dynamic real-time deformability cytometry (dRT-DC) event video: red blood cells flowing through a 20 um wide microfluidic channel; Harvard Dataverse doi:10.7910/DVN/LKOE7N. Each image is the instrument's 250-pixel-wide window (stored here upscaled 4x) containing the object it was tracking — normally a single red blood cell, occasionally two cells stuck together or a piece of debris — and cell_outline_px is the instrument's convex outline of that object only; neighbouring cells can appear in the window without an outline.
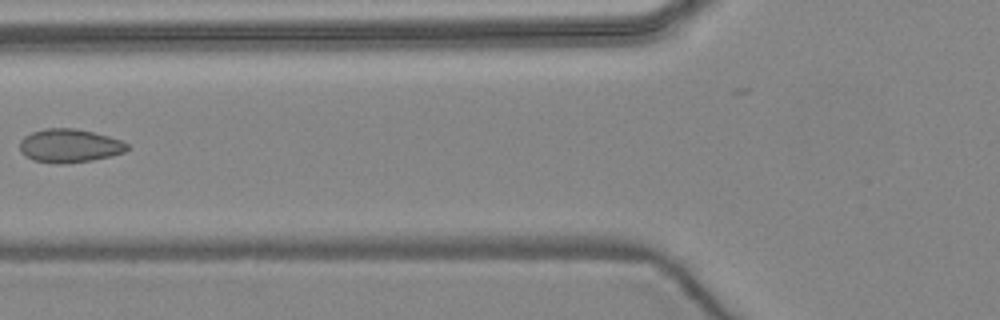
{"species": "common noctule bat (a hibernating species)", "species_latin": "Nyctalus noctula", "temperature_condition": "warm", "stored_images_in_passage": 6, "camera_frame_rate_fps": 3000, "um_per_image_px": 0.085, "animal": {"sex": "female", "body_mass_g": 24.6, "forearm_length_mm": 56.2}, "frame": {"image": 1, "passage_image": 5, "time_ms": 5.667, "image_size_px": [1000, 320], "cell_outline_px": [[128, 148], [124, 152], [112, 156], [92, 160], [64, 164], [56, 164], [32, 160], [24, 156], [20, 152], [20, 140], [24, 136], [32, 132], [44, 128], [76, 128], [108, 136], [120, 140], [128, 144]], "centroid_in_image_um": [5.87, 12.39], "position_along_channel_um": 119.9, "area_um2": 21.15}}
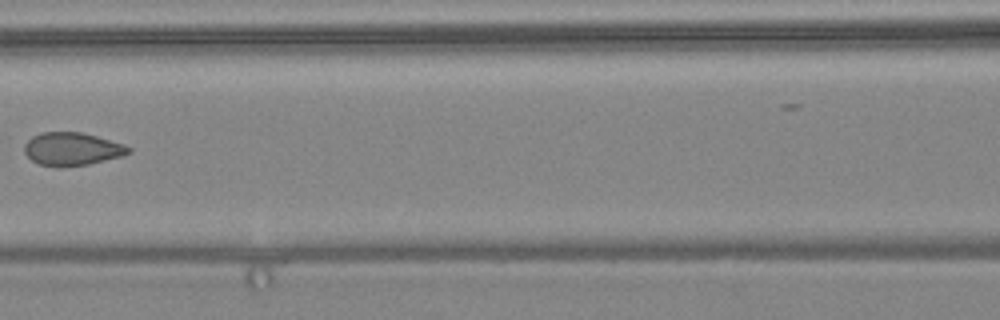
{"frame": {"image": 2, "passage_image": 6, "time_ms": 6.667, "image_size_px": [1000, 320], "cell_outline_px": [[132, 152], [124, 156], [88, 164], [60, 168], [56, 168], [40, 164], [32, 160], [24, 152], [24, 140], [40, 132], [80, 132], [96, 136], [124, 144], [132, 148]], "centroid_in_image_um": [6.11, 12.67], "position_along_channel_um": 160.5, "area_um2": 20.4}}